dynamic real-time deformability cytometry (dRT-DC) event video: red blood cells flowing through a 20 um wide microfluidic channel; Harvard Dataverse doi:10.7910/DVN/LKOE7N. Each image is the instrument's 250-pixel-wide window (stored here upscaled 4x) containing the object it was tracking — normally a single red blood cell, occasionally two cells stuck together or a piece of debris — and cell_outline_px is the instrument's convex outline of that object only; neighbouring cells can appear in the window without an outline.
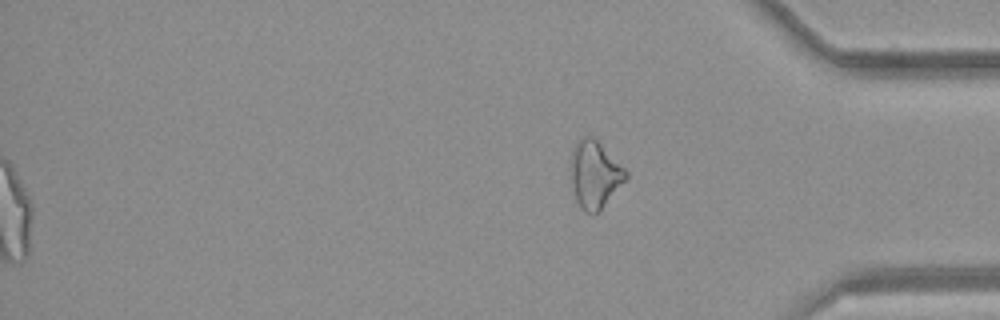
{"species": "common noctule bat (a hibernating species)", "species_latin": "Nyctalus noctula", "temperature_condition": "room temperature", "stored_images_in_passage": 49, "segment_of_instrument_passage": [2, 2], "camera_frame_rate_fps": 3000, "um_per_image_px": 0.085, "animal": {"sex": "female", "body_mass_g": 21.9}, "frame": {"image": 1, "passage_image": 49, "time_ms": 16.0, "image_size_px": [1000, 320], "cell_outline_px": [[628, 176], [600, 212], [592, 216], [584, 212], [580, 208], [576, 200], [568, 168], [568, 164], [576, 140], [584, 136], [592, 136], [628, 172]], "centroid_in_image_um": [50.5, 14.87], "position_along_channel_um": 384.7, "area_um2": 21.91}}